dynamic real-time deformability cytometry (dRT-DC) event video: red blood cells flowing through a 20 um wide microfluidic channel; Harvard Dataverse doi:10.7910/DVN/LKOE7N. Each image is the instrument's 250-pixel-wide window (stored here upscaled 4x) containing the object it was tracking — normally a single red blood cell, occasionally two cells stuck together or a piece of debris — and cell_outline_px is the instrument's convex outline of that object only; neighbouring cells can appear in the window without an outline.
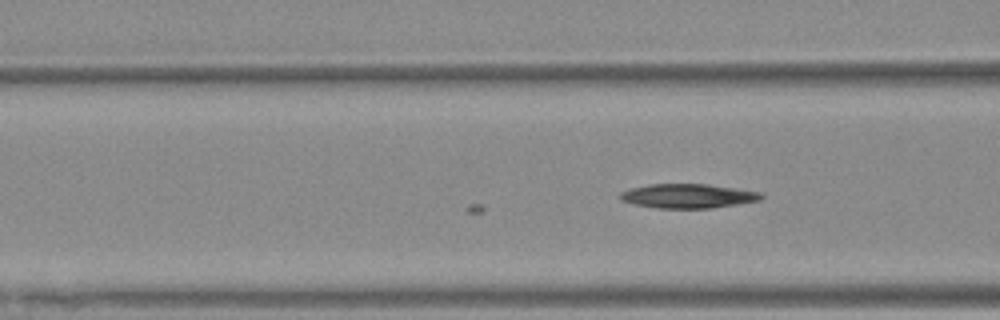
{"species": "Egyptian fruit bat (a non-hibernating species)", "species_latin": "Rousettus aegyptiacus", "temperature_condition": "warm", "stored_images_in_passage": 11, "camera_frame_rate_fps": 3000, "um_per_image_px": 0.085, "animal": {"sex": "female"}, "frame": {"image": 1, "passage_image": 11, "time_ms": 3.333, "image_size_px": [1000, 320], "cell_outline_px": [[764, 196], [760, 200], [712, 208], [656, 208], [636, 204], [620, 200], [616, 196], [620, 192], [632, 188], [648, 184], [708, 184], [760, 192]], "centroid_in_image_um": [58.43, 16.66], "position_along_channel_um": 108.2, "area_um2": 19.88}}